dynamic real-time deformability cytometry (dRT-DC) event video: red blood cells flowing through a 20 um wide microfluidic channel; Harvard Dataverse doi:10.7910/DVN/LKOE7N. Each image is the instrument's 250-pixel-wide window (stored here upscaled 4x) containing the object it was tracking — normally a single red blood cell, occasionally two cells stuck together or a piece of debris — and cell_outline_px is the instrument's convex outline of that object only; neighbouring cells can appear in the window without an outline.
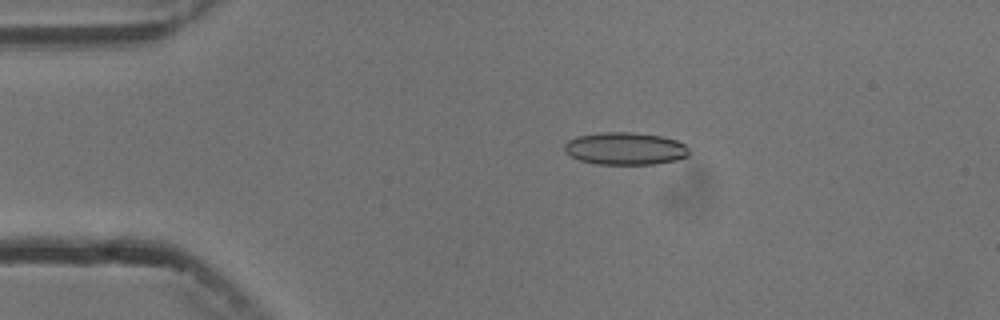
{"species": "common noctule bat (a hibernating species)", "species_latin": "Nyctalus noctula", "temperature_condition": "cold", "stored_images_in_passage": 5, "camera_frame_rate_fps": 3000, "um_per_image_px": 0.085, "animal": {"sex": "male", "body_mass_g": 13.3}, "frame": {"image": 1, "passage_image": 3, "time_ms": 2.333, "image_size_px": [1000, 320], "cell_outline_px": [[688, 156], [676, 160], [656, 164], [596, 164], [580, 160], [564, 152], [564, 144], [568, 140], [576, 136], [604, 132], [632, 132], [664, 136], [676, 140], [684, 144], [688, 148]], "centroid_in_image_um": [53.14, 12.62], "position_along_channel_um": 31.9, "area_um2": 23.7}}
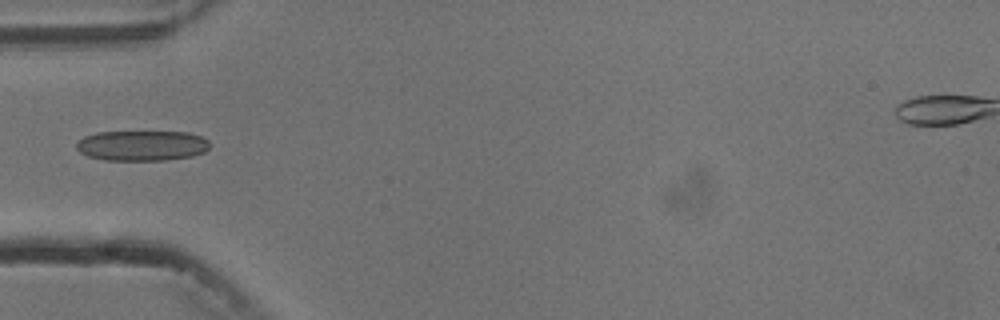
{"frame": {"image": 2, "passage_image": 5, "time_ms": 4.667, "image_size_px": [1000, 320], "cell_outline_px": [[208, 148], [204, 152], [192, 156], [164, 160], [104, 160], [88, 156], [80, 152], [76, 148], [76, 144], [84, 136], [96, 132], [188, 132], [200, 136], [208, 140]], "centroid_in_image_um": [12.04, 12.37], "position_along_channel_um": 73.0, "area_um2": 23.47}}